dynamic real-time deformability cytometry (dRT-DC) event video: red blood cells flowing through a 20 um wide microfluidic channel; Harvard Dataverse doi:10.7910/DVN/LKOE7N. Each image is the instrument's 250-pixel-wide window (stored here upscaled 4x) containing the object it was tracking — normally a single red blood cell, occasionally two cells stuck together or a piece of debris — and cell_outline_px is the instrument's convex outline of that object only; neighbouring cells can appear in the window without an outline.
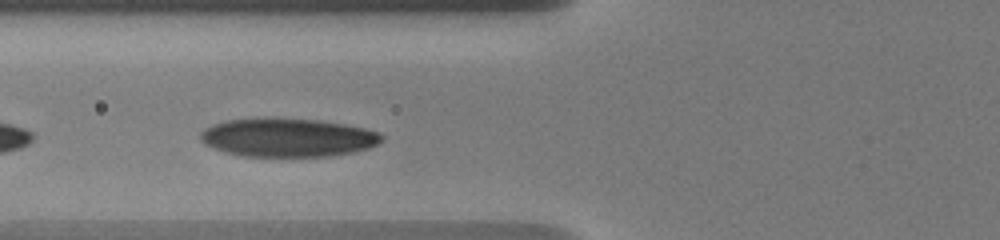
{"species": "human", "species_latin": "Homo sapiens", "temperature_condition": "warm", "stored_images_in_passage": 9, "camera_frame_rate_fps": 3000, "um_per_image_px": 0.085, "donor": {"sex": "male"}, "frame": {"image": 1, "passage_image": 7, "time_ms": 3.0, "image_size_px": [1000, 240], "cell_outline_px": [[384, 140], [368, 148], [352, 152], [332, 156], [240, 156], [224, 152], [204, 144], [200, 140], [200, 132], [204, 128], [212, 124], [228, 120], [256, 116], [276, 116], [320, 120], [344, 124], [364, 128], [380, 132], [384, 136]], "centroid_in_image_um": [24.41, 11.66], "position_along_channel_um": 101.4, "area_um2": 41.67}}
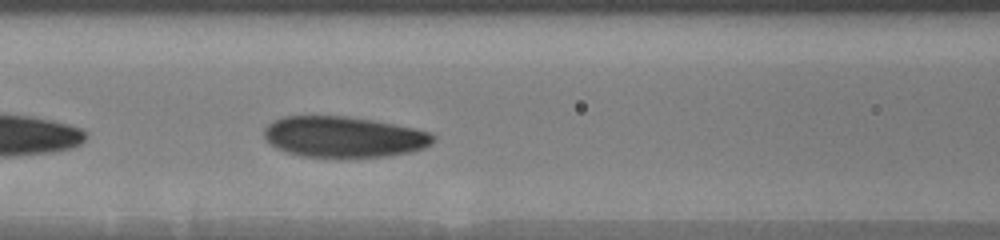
{"frame": {"image": 2, "passage_image": 9, "time_ms": 4.0, "image_size_px": [1000, 240], "cell_outline_px": [[436, 136], [424, 148], [408, 152], [384, 156], [340, 160], [304, 156], [288, 152], [276, 148], [264, 136], [264, 128], [272, 120], [284, 116], [348, 116], [372, 120], [412, 128], [428, 132]], "centroid_in_image_um": [29.16, 11.66], "position_along_channel_um": 137.4, "area_um2": 40.69}}